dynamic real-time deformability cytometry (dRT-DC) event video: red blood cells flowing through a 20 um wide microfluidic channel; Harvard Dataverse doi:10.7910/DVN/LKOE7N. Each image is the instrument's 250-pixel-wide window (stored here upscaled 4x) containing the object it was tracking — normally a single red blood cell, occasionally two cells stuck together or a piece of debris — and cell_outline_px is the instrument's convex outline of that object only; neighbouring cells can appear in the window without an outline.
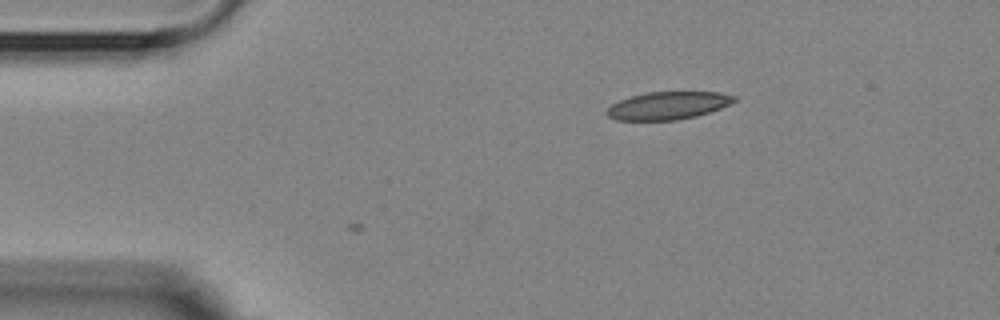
{"species": "Egyptian fruit bat (a non-hibernating species)", "species_latin": "Rousettus aegyptiacus", "temperature_condition": "room temperature", "stored_images_in_passage": 6, "camera_frame_rate_fps": 3000, "um_per_image_px": 0.085, "animal": {"sex": "female"}, "frame": {"image": 1, "passage_image": 1, "time_ms": 0.0, "image_size_px": [1000, 320], "cell_outline_px": [[736, 100], [720, 108], [696, 116], [676, 120], [616, 120], [608, 116], [604, 112], [612, 104], [620, 100], [632, 96], [648, 92], [720, 92], [736, 96]], "centroid_in_image_um": [56.76, 8.97], "position_along_channel_um": 28.2, "area_um2": 20.4}}
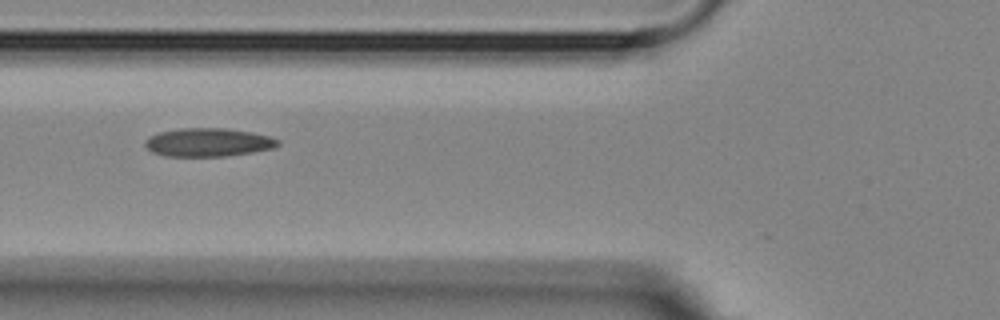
{"frame": {"image": 2, "passage_image": 4, "time_ms": 3.667, "image_size_px": [1000, 320], "cell_outline_px": [[280, 144], [276, 148], [252, 152], [224, 156], [164, 156], [152, 152], [144, 144], [144, 140], [148, 136], [160, 132], [180, 128], [224, 128], [252, 132], [268, 136], [280, 140]], "centroid_in_image_um": [17.69, 12.1], "position_along_channel_um": 108.1, "area_um2": 22.08}}
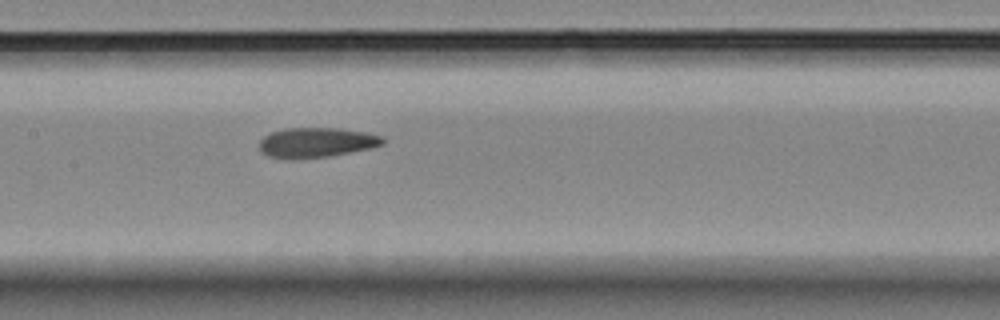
{"frame": {"image": 3, "passage_image": 6, "time_ms": 5.667, "image_size_px": [1000, 320], "cell_outline_px": [[384, 144], [372, 148], [328, 156], [268, 156], [260, 152], [260, 140], [264, 136], [272, 132], [284, 128], [340, 128], [368, 132], [384, 136]], "centroid_in_image_um": [26.98, 12.06], "position_along_channel_um": 180.4, "area_um2": 20.92}}